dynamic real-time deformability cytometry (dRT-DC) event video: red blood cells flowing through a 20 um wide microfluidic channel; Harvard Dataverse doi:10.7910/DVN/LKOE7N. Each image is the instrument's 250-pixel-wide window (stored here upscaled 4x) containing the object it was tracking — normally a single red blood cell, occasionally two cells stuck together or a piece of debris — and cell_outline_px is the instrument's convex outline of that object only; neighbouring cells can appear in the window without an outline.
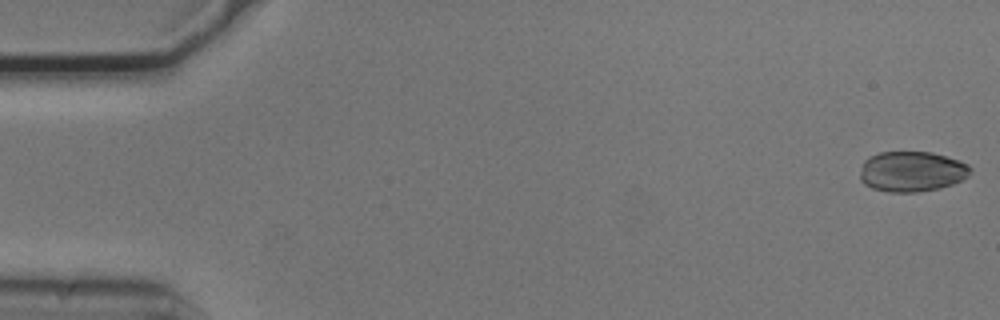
{"species": "common noctule bat (a hibernating species)", "species_latin": "Nyctalus noctula", "temperature_condition": "cold", "stored_images_in_passage": 54, "camera_frame_rate_fps": 3000, "um_per_image_px": 0.085, "animal": {"sex": "male", "body_mass_g": 20.5, "forearm_length_mm": 52.5}, "frame": {"image": 1, "passage_image": 1, "time_ms": 0.0, "image_size_px": [1000, 320], "cell_outline_px": [[972, 172], [964, 180], [940, 188], [916, 192], [888, 192], [872, 188], [864, 184], [860, 180], [860, 172], [864, 160], [868, 156], [880, 152], [932, 152], [960, 160], [968, 164], [972, 168]], "centroid_in_image_um": [77.52, 14.57], "position_along_channel_um": 7.5, "area_um2": 26.3}}
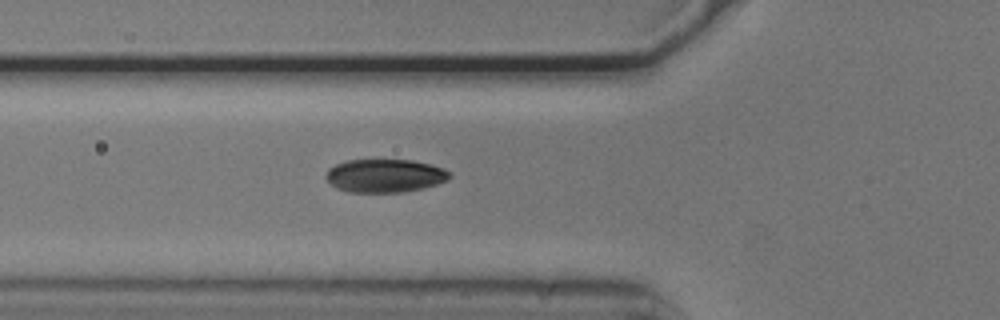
{"frame": {"image": 2, "passage_image": 19, "time_ms": 6.0, "image_size_px": [1000, 320], "cell_outline_px": [[452, 176], [448, 180], [424, 188], [404, 192], [348, 192], [336, 188], [328, 180], [328, 168], [336, 164], [348, 160], [412, 160], [444, 168], [452, 172]], "centroid_in_image_um": [32.77, 14.94], "position_along_channel_um": 93.0, "area_um2": 23.93}}
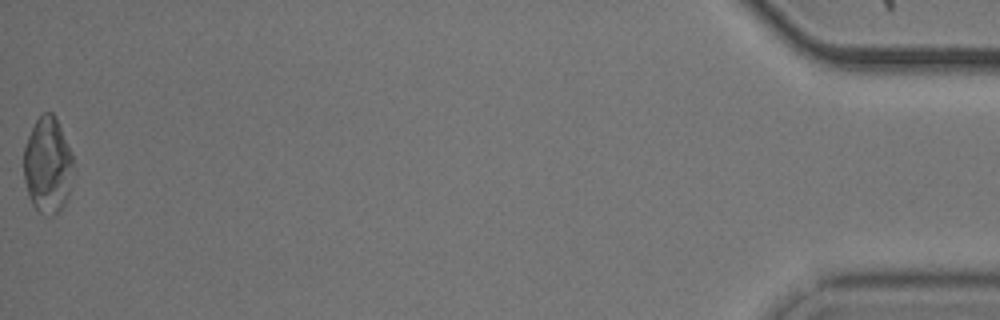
{"frame": {"image": 3, "passage_image": 54, "time_ms": 17.667, "image_size_px": [1000, 320], "cell_outline_px": [[72, 164], [68, 192], [64, 204], [52, 216], [44, 216], [32, 204], [28, 196], [24, 180], [24, 148], [28, 136], [36, 120], [44, 112], [52, 112], [56, 116], [72, 152]], "centroid_in_image_um": [4.03, 14.02], "position_along_channel_um": 431.2, "area_um2": 27.51}, "authors_computed_cell_mechanics": {"area_um2": 25.2297, "velocity_mm_per_s": 3.7385, "shape_relaxation_time_tau1_ms": 6.2459, "shape_relaxation_time_tau2_ms": null, "deformation_change_tau1": 0.129, "deformation_change_tau2": null}}